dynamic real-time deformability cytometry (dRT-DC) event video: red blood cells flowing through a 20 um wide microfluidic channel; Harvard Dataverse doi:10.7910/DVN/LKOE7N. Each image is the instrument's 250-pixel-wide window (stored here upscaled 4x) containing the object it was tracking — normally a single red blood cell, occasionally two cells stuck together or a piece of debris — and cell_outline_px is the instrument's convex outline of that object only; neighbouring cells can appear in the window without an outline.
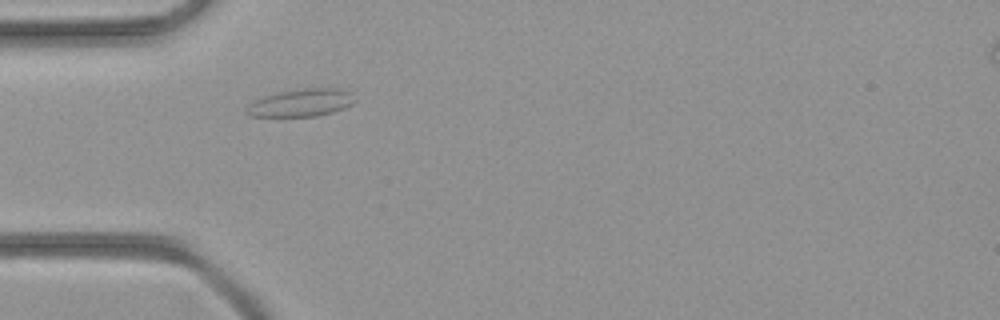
{"species": "common noctule bat (a hibernating species)", "species_latin": "Nyctalus noctula", "temperature_condition": "room temperature", "stored_images_in_passage": 31, "camera_frame_rate_fps": 3000, "um_per_image_px": 0.085, "animal": {"sex": "female", "body_mass_g": 21.9}, "frame": {"image": 1, "passage_image": 1, "time_ms": 0.0, "image_size_px": [1000, 320], "cell_outline_px": [[352, 104], [344, 108], [332, 112], [316, 116], [252, 116], [244, 112], [256, 100], [280, 92], [304, 88], [336, 88], [348, 92]], "centroid_in_image_um": [25.58, 8.74], "position_along_channel_um": 59.4, "area_um2": 16.65}}
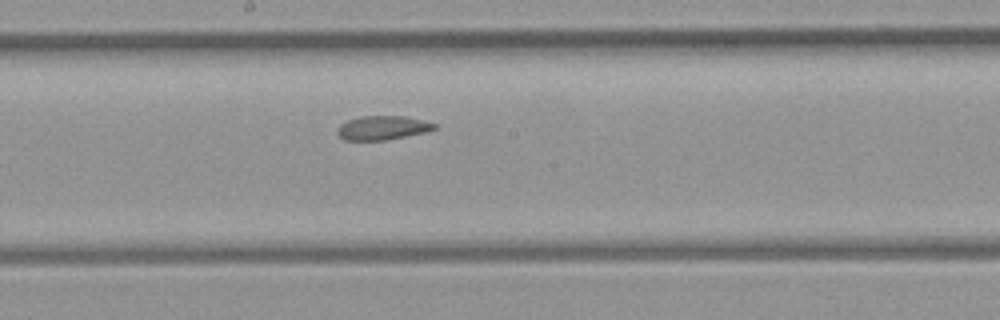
{"frame": {"image": 2, "passage_image": 11, "time_ms": 3.333, "image_size_px": [1000, 320], "cell_outline_px": [[436, 128], [424, 132], [384, 140], [344, 140], [336, 132], [340, 124], [348, 120], [360, 116], [404, 116], [424, 120], [436, 124]], "centroid_in_image_um": [32.49, 10.85], "position_along_channel_um": 215.7, "area_um2": 13.41}}
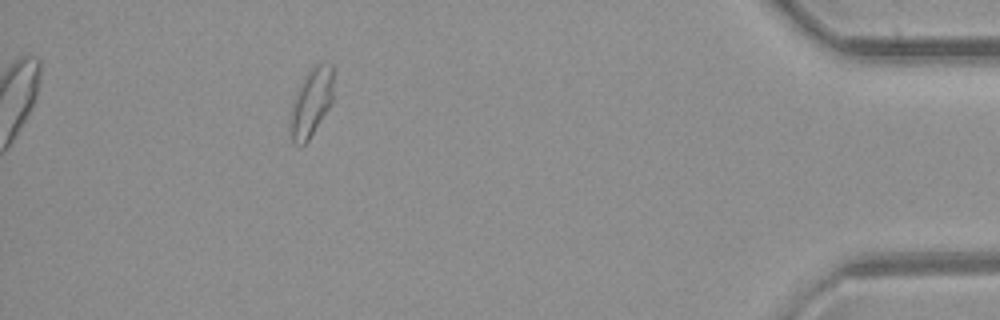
{"frame": {"image": 3, "passage_image": 27, "time_ms": 8.667, "image_size_px": [1000, 320], "cell_outline_px": [[332, 100], [328, 108], [308, 140], [300, 148], [292, 140], [288, 124], [288, 120], [292, 104], [296, 92], [308, 68], [316, 64], [332, 64]], "centroid_in_image_um": [26.4, 8.72], "position_along_channel_um": 408.8, "area_um2": 17.17}}